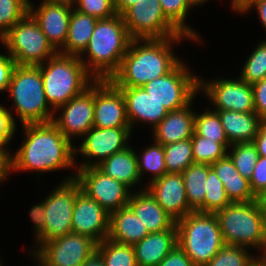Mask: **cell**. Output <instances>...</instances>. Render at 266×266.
Masks as SVG:
<instances>
[{"label": "cell", "instance_id": "816d5d0a", "mask_svg": "<svg viewBox=\"0 0 266 266\" xmlns=\"http://www.w3.org/2000/svg\"><path fill=\"white\" fill-rule=\"evenodd\" d=\"M10 174L9 154L0 147V183L7 179Z\"/></svg>", "mask_w": 266, "mask_h": 266}, {"label": "cell", "instance_id": "4dcf8cb0", "mask_svg": "<svg viewBox=\"0 0 266 266\" xmlns=\"http://www.w3.org/2000/svg\"><path fill=\"white\" fill-rule=\"evenodd\" d=\"M96 251L101 255L105 266H138L132 245H124L104 239L97 244Z\"/></svg>", "mask_w": 266, "mask_h": 266}, {"label": "cell", "instance_id": "e0dca14e", "mask_svg": "<svg viewBox=\"0 0 266 266\" xmlns=\"http://www.w3.org/2000/svg\"><path fill=\"white\" fill-rule=\"evenodd\" d=\"M94 127L130 128L121 90L110 80L94 81Z\"/></svg>", "mask_w": 266, "mask_h": 266}, {"label": "cell", "instance_id": "e575fe53", "mask_svg": "<svg viewBox=\"0 0 266 266\" xmlns=\"http://www.w3.org/2000/svg\"><path fill=\"white\" fill-rule=\"evenodd\" d=\"M230 152L227 155L232 160L234 166L242 177L251 179L256 163L259 159V153L253 142H239L231 144Z\"/></svg>", "mask_w": 266, "mask_h": 266}, {"label": "cell", "instance_id": "8fae6325", "mask_svg": "<svg viewBox=\"0 0 266 266\" xmlns=\"http://www.w3.org/2000/svg\"><path fill=\"white\" fill-rule=\"evenodd\" d=\"M121 16L132 39L186 36L166 18L159 0H140Z\"/></svg>", "mask_w": 266, "mask_h": 266}, {"label": "cell", "instance_id": "cb8c5ba5", "mask_svg": "<svg viewBox=\"0 0 266 266\" xmlns=\"http://www.w3.org/2000/svg\"><path fill=\"white\" fill-rule=\"evenodd\" d=\"M176 246V224L169 230L149 233L133 245L137 265L157 266Z\"/></svg>", "mask_w": 266, "mask_h": 266}, {"label": "cell", "instance_id": "d590c367", "mask_svg": "<svg viewBox=\"0 0 266 266\" xmlns=\"http://www.w3.org/2000/svg\"><path fill=\"white\" fill-rule=\"evenodd\" d=\"M166 18L184 35L193 41H202L199 34L186 24L187 13L191 11L188 0H159Z\"/></svg>", "mask_w": 266, "mask_h": 266}, {"label": "cell", "instance_id": "4316f807", "mask_svg": "<svg viewBox=\"0 0 266 266\" xmlns=\"http://www.w3.org/2000/svg\"><path fill=\"white\" fill-rule=\"evenodd\" d=\"M225 187L231 202H251L256 200L247 178L242 177L228 155L210 165Z\"/></svg>", "mask_w": 266, "mask_h": 266}, {"label": "cell", "instance_id": "83f0119b", "mask_svg": "<svg viewBox=\"0 0 266 266\" xmlns=\"http://www.w3.org/2000/svg\"><path fill=\"white\" fill-rule=\"evenodd\" d=\"M96 167L105 175L124 183L130 189L141 181L136 151L130 146L108 157Z\"/></svg>", "mask_w": 266, "mask_h": 266}, {"label": "cell", "instance_id": "f35d334b", "mask_svg": "<svg viewBox=\"0 0 266 266\" xmlns=\"http://www.w3.org/2000/svg\"><path fill=\"white\" fill-rule=\"evenodd\" d=\"M206 183L204 213H216L231 203L223 183L212 168L208 171Z\"/></svg>", "mask_w": 266, "mask_h": 266}, {"label": "cell", "instance_id": "6da1fadb", "mask_svg": "<svg viewBox=\"0 0 266 266\" xmlns=\"http://www.w3.org/2000/svg\"><path fill=\"white\" fill-rule=\"evenodd\" d=\"M24 143L9 155L10 172H50L75 165V146L52 123L23 124Z\"/></svg>", "mask_w": 266, "mask_h": 266}, {"label": "cell", "instance_id": "30bf717a", "mask_svg": "<svg viewBox=\"0 0 266 266\" xmlns=\"http://www.w3.org/2000/svg\"><path fill=\"white\" fill-rule=\"evenodd\" d=\"M183 61L171 72L158 77L142 88L168 111L179 110L189 105L199 91V76L191 75Z\"/></svg>", "mask_w": 266, "mask_h": 266}, {"label": "cell", "instance_id": "5b68a950", "mask_svg": "<svg viewBox=\"0 0 266 266\" xmlns=\"http://www.w3.org/2000/svg\"><path fill=\"white\" fill-rule=\"evenodd\" d=\"M177 245L195 266H206L226 244L215 213L193 211L176 222Z\"/></svg>", "mask_w": 266, "mask_h": 266}, {"label": "cell", "instance_id": "52a82bcc", "mask_svg": "<svg viewBox=\"0 0 266 266\" xmlns=\"http://www.w3.org/2000/svg\"><path fill=\"white\" fill-rule=\"evenodd\" d=\"M7 91L22 125L52 122L55 112L46 101L38 66L16 65Z\"/></svg>", "mask_w": 266, "mask_h": 266}, {"label": "cell", "instance_id": "8d00e7d4", "mask_svg": "<svg viewBox=\"0 0 266 266\" xmlns=\"http://www.w3.org/2000/svg\"><path fill=\"white\" fill-rule=\"evenodd\" d=\"M248 251L244 246L225 245L206 266H254L260 255L254 256Z\"/></svg>", "mask_w": 266, "mask_h": 266}, {"label": "cell", "instance_id": "6f0895ef", "mask_svg": "<svg viewBox=\"0 0 266 266\" xmlns=\"http://www.w3.org/2000/svg\"><path fill=\"white\" fill-rule=\"evenodd\" d=\"M208 0H188L189 5L191 6V8L196 7V6H201L203 3H205Z\"/></svg>", "mask_w": 266, "mask_h": 266}, {"label": "cell", "instance_id": "44dd1931", "mask_svg": "<svg viewBox=\"0 0 266 266\" xmlns=\"http://www.w3.org/2000/svg\"><path fill=\"white\" fill-rule=\"evenodd\" d=\"M126 103L130 128L135 123H149L153 129L169 113L166 107L153 99L142 87H118Z\"/></svg>", "mask_w": 266, "mask_h": 266}, {"label": "cell", "instance_id": "7bdbcfd3", "mask_svg": "<svg viewBox=\"0 0 266 266\" xmlns=\"http://www.w3.org/2000/svg\"><path fill=\"white\" fill-rule=\"evenodd\" d=\"M9 110V108L7 109L0 104V147L10 155L11 153L7 149V145L13 139L17 126L15 117H13L11 110Z\"/></svg>", "mask_w": 266, "mask_h": 266}, {"label": "cell", "instance_id": "603a6c76", "mask_svg": "<svg viewBox=\"0 0 266 266\" xmlns=\"http://www.w3.org/2000/svg\"><path fill=\"white\" fill-rule=\"evenodd\" d=\"M143 189L140 188V192H132L128 206L141 220L149 233L171 229L176 221L165 212L145 187Z\"/></svg>", "mask_w": 266, "mask_h": 266}, {"label": "cell", "instance_id": "277c9868", "mask_svg": "<svg viewBox=\"0 0 266 266\" xmlns=\"http://www.w3.org/2000/svg\"><path fill=\"white\" fill-rule=\"evenodd\" d=\"M38 67L46 101L54 111L95 81L78 56L57 53Z\"/></svg>", "mask_w": 266, "mask_h": 266}, {"label": "cell", "instance_id": "f6af8a7d", "mask_svg": "<svg viewBox=\"0 0 266 266\" xmlns=\"http://www.w3.org/2000/svg\"><path fill=\"white\" fill-rule=\"evenodd\" d=\"M255 113L266 121V78L252 84Z\"/></svg>", "mask_w": 266, "mask_h": 266}, {"label": "cell", "instance_id": "7a4b0ae2", "mask_svg": "<svg viewBox=\"0 0 266 266\" xmlns=\"http://www.w3.org/2000/svg\"><path fill=\"white\" fill-rule=\"evenodd\" d=\"M188 36L163 39H132L118 71L110 78L116 87H142L171 72L182 60L174 55L173 43ZM142 43V44H140Z\"/></svg>", "mask_w": 266, "mask_h": 266}, {"label": "cell", "instance_id": "9a60e30c", "mask_svg": "<svg viewBox=\"0 0 266 266\" xmlns=\"http://www.w3.org/2000/svg\"><path fill=\"white\" fill-rule=\"evenodd\" d=\"M131 128H99L92 127L85 135L81 145L75 147V156L81 154L86 158L78 168L99 165L102 161L127 147L131 136ZM77 153V154H76ZM96 159V161L89 159ZM89 160V161H88Z\"/></svg>", "mask_w": 266, "mask_h": 266}, {"label": "cell", "instance_id": "ac0fdd59", "mask_svg": "<svg viewBox=\"0 0 266 266\" xmlns=\"http://www.w3.org/2000/svg\"><path fill=\"white\" fill-rule=\"evenodd\" d=\"M110 213L84 192L77 195L72 213V232L87 236L97 244L107 239Z\"/></svg>", "mask_w": 266, "mask_h": 266}, {"label": "cell", "instance_id": "7c38bea8", "mask_svg": "<svg viewBox=\"0 0 266 266\" xmlns=\"http://www.w3.org/2000/svg\"><path fill=\"white\" fill-rule=\"evenodd\" d=\"M97 249V243L78 233L41 243L38 248L30 250L44 266H81Z\"/></svg>", "mask_w": 266, "mask_h": 266}, {"label": "cell", "instance_id": "9c48e42d", "mask_svg": "<svg viewBox=\"0 0 266 266\" xmlns=\"http://www.w3.org/2000/svg\"><path fill=\"white\" fill-rule=\"evenodd\" d=\"M75 176L69 175L44 199L46 221L44 232L36 240L38 246L72 232L73 206L82 191Z\"/></svg>", "mask_w": 266, "mask_h": 266}, {"label": "cell", "instance_id": "7dc6e473", "mask_svg": "<svg viewBox=\"0 0 266 266\" xmlns=\"http://www.w3.org/2000/svg\"><path fill=\"white\" fill-rule=\"evenodd\" d=\"M157 266H195L192 260L177 245Z\"/></svg>", "mask_w": 266, "mask_h": 266}, {"label": "cell", "instance_id": "836d02e7", "mask_svg": "<svg viewBox=\"0 0 266 266\" xmlns=\"http://www.w3.org/2000/svg\"><path fill=\"white\" fill-rule=\"evenodd\" d=\"M142 152L143 153L140 154L141 156L136 153L138 173L141 179L144 172L147 171L152 174V177L149 180L150 182L167 173L165 153L162 144L154 141L153 145H149V147L144 148Z\"/></svg>", "mask_w": 266, "mask_h": 266}, {"label": "cell", "instance_id": "60d3db41", "mask_svg": "<svg viewBox=\"0 0 266 266\" xmlns=\"http://www.w3.org/2000/svg\"><path fill=\"white\" fill-rule=\"evenodd\" d=\"M30 0H0V39L29 12Z\"/></svg>", "mask_w": 266, "mask_h": 266}, {"label": "cell", "instance_id": "4fadbf2b", "mask_svg": "<svg viewBox=\"0 0 266 266\" xmlns=\"http://www.w3.org/2000/svg\"><path fill=\"white\" fill-rule=\"evenodd\" d=\"M76 170L75 179L82 192L107 212L111 214L128 205L132 191L124 183L105 175L96 166Z\"/></svg>", "mask_w": 266, "mask_h": 266}, {"label": "cell", "instance_id": "f5cc1de1", "mask_svg": "<svg viewBox=\"0 0 266 266\" xmlns=\"http://www.w3.org/2000/svg\"><path fill=\"white\" fill-rule=\"evenodd\" d=\"M140 0H114L116 14L122 15L129 7Z\"/></svg>", "mask_w": 266, "mask_h": 266}, {"label": "cell", "instance_id": "1f68e13d", "mask_svg": "<svg viewBox=\"0 0 266 266\" xmlns=\"http://www.w3.org/2000/svg\"><path fill=\"white\" fill-rule=\"evenodd\" d=\"M194 132L198 136L216 140V142L221 143L227 150L231 146L225 135L218 113L214 110L206 108L205 112L201 114L195 112Z\"/></svg>", "mask_w": 266, "mask_h": 266}, {"label": "cell", "instance_id": "5bb4252c", "mask_svg": "<svg viewBox=\"0 0 266 266\" xmlns=\"http://www.w3.org/2000/svg\"><path fill=\"white\" fill-rule=\"evenodd\" d=\"M203 90L215 110L255 112L252 84L236 79H214L203 81L199 78V91Z\"/></svg>", "mask_w": 266, "mask_h": 266}, {"label": "cell", "instance_id": "c3c4849f", "mask_svg": "<svg viewBox=\"0 0 266 266\" xmlns=\"http://www.w3.org/2000/svg\"><path fill=\"white\" fill-rule=\"evenodd\" d=\"M29 214L35 227V239H37L44 232L45 228L46 212L44 210V200L39 204L33 205Z\"/></svg>", "mask_w": 266, "mask_h": 266}, {"label": "cell", "instance_id": "91938a15", "mask_svg": "<svg viewBox=\"0 0 266 266\" xmlns=\"http://www.w3.org/2000/svg\"><path fill=\"white\" fill-rule=\"evenodd\" d=\"M260 259L264 262V264L266 266V255L260 256Z\"/></svg>", "mask_w": 266, "mask_h": 266}, {"label": "cell", "instance_id": "f1b7e54d", "mask_svg": "<svg viewBox=\"0 0 266 266\" xmlns=\"http://www.w3.org/2000/svg\"><path fill=\"white\" fill-rule=\"evenodd\" d=\"M97 21L98 19L93 16L72 9L66 43L58 53L81 57L88 46Z\"/></svg>", "mask_w": 266, "mask_h": 266}, {"label": "cell", "instance_id": "9f6ffc18", "mask_svg": "<svg viewBox=\"0 0 266 266\" xmlns=\"http://www.w3.org/2000/svg\"><path fill=\"white\" fill-rule=\"evenodd\" d=\"M256 202L258 207L266 219V190L262 191L260 194L256 196Z\"/></svg>", "mask_w": 266, "mask_h": 266}, {"label": "cell", "instance_id": "680465c9", "mask_svg": "<svg viewBox=\"0 0 266 266\" xmlns=\"http://www.w3.org/2000/svg\"><path fill=\"white\" fill-rule=\"evenodd\" d=\"M48 1L60 2V3H68V4H71V5H75V0H48Z\"/></svg>", "mask_w": 266, "mask_h": 266}, {"label": "cell", "instance_id": "f907efd6", "mask_svg": "<svg viewBox=\"0 0 266 266\" xmlns=\"http://www.w3.org/2000/svg\"><path fill=\"white\" fill-rule=\"evenodd\" d=\"M253 8L257 10L260 22L262 23L266 31V0H254L242 13L245 14V12H250V9Z\"/></svg>", "mask_w": 266, "mask_h": 266}, {"label": "cell", "instance_id": "f546056e", "mask_svg": "<svg viewBox=\"0 0 266 266\" xmlns=\"http://www.w3.org/2000/svg\"><path fill=\"white\" fill-rule=\"evenodd\" d=\"M210 169L211 166L208 164L193 163L181 173L185 184L188 205L193 211L204 213L206 179Z\"/></svg>", "mask_w": 266, "mask_h": 266}, {"label": "cell", "instance_id": "3957f363", "mask_svg": "<svg viewBox=\"0 0 266 266\" xmlns=\"http://www.w3.org/2000/svg\"><path fill=\"white\" fill-rule=\"evenodd\" d=\"M131 41L121 15L98 19L88 46L82 53L88 54V58L84 60L80 57V60L95 80H110L118 71Z\"/></svg>", "mask_w": 266, "mask_h": 266}, {"label": "cell", "instance_id": "8992f818", "mask_svg": "<svg viewBox=\"0 0 266 266\" xmlns=\"http://www.w3.org/2000/svg\"><path fill=\"white\" fill-rule=\"evenodd\" d=\"M215 215L226 245L258 248L266 255V219L256 200L231 202Z\"/></svg>", "mask_w": 266, "mask_h": 266}, {"label": "cell", "instance_id": "d4e9b609", "mask_svg": "<svg viewBox=\"0 0 266 266\" xmlns=\"http://www.w3.org/2000/svg\"><path fill=\"white\" fill-rule=\"evenodd\" d=\"M214 111L218 113L230 144L253 142L263 121L255 112Z\"/></svg>", "mask_w": 266, "mask_h": 266}, {"label": "cell", "instance_id": "ffe728a7", "mask_svg": "<svg viewBox=\"0 0 266 266\" xmlns=\"http://www.w3.org/2000/svg\"><path fill=\"white\" fill-rule=\"evenodd\" d=\"M145 188L165 212L176 222L193 210L189 207L185 184L181 173H166Z\"/></svg>", "mask_w": 266, "mask_h": 266}, {"label": "cell", "instance_id": "d6a6232c", "mask_svg": "<svg viewBox=\"0 0 266 266\" xmlns=\"http://www.w3.org/2000/svg\"><path fill=\"white\" fill-rule=\"evenodd\" d=\"M163 148L167 173H182L194 163L191 139L163 145Z\"/></svg>", "mask_w": 266, "mask_h": 266}, {"label": "cell", "instance_id": "2e32d148", "mask_svg": "<svg viewBox=\"0 0 266 266\" xmlns=\"http://www.w3.org/2000/svg\"><path fill=\"white\" fill-rule=\"evenodd\" d=\"M58 110L62 115H54L52 123L59 131L71 143L73 137H83L94 126V82L54 112Z\"/></svg>", "mask_w": 266, "mask_h": 266}, {"label": "cell", "instance_id": "ee69618b", "mask_svg": "<svg viewBox=\"0 0 266 266\" xmlns=\"http://www.w3.org/2000/svg\"><path fill=\"white\" fill-rule=\"evenodd\" d=\"M249 182L255 197L266 190V157L259 156Z\"/></svg>", "mask_w": 266, "mask_h": 266}, {"label": "cell", "instance_id": "bcb514c9", "mask_svg": "<svg viewBox=\"0 0 266 266\" xmlns=\"http://www.w3.org/2000/svg\"><path fill=\"white\" fill-rule=\"evenodd\" d=\"M16 62L9 55L0 54V92L7 91Z\"/></svg>", "mask_w": 266, "mask_h": 266}, {"label": "cell", "instance_id": "d6986e66", "mask_svg": "<svg viewBox=\"0 0 266 266\" xmlns=\"http://www.w3.org/2000/svg\"><path fill=\"white\" fill-rule=\"evenodd\" d=\"M72 8L71 4L48 0H42L40 5L35 7L29 1V13L38 22L47 40L57 52L66 43Z\"/></svg>", "mask_w": 266, "mask_h": 266}, {"label": "cell", "instance_id": "db71d44e", "mask_svg": "<svg viewBox=\"0 0 266 266\" xmlns=\"http://www.w3.org/2000/svg\"><path fill=\"white\" fill-rule=\"evenodd\" d=\"M81 266H105L101 255L95 251Z\"/></svg>", "mask_w": 266, "mask_h": 266}, {"label": "cell", "instance_id": "681fc988", "mask_svg": "<svg viewBox=\"0 0 266 266\" xmlns=\"http://www.w3.org/2000/svg\"><path fill=\"white\" fill-rule=\"evenodd\" d=\"M253 143L259 156L266 157V121H262Z\"/></svg>", "mask_w": 266, "mask_h": 266}, {"label": "cell", "instance_id": "11a10c76", "mask_svg": "<svg viewBox=\"0 0 266 266\" xmlns=\"http://www.w3.org/2000/svg\"><path fill=\"white\" fill-rule=\"evenodd\" d=\"M254 0H231L232 8L237 13H242Z\"/></svg>", "mask_w": 266, "mask_h": 266}, {"label": "cell", "instance_id": "74e56055", "mask_svg": "<svg viewBox=\"0 0 266 266\" xmlns=\"http://www.w3.org/2000/svg\"><path fill=\"white\" fill-rule=\"evenodd\" d=\"M191 141L194 163L211 165L227 155V149L216 140L198 136L194 132Z\"/></svg>", "mask_w": 266, "mask_h": 266}, {"label": "cell", "instance_id": "b9f144b4", "mask_svg": "<svg viewBox=\"0 0 266 266\" xmlns=\"http://www.w3.org/2000/svg\"><path fill=\"white\" fill-rule=\"evenodd\" d=\"M75 3L73 9L97 19L116 15L114 0H75Z\"/></svg>", "mask_w": 266, "mask_h": 266}, {"label": "cell", "instance_id": "7402d4cb", "mask_svg": "<svg viewBox=\"0 0 266 266\" xmlns=\"http://www.w3.org/2000/svg\"><path fill=\"white\" fill-rule=\"evenodd\" d=\"M193 101L184 108L169 111L163 120L152 129L153 141L167 145L191 139L194 134L195 113L190 108Z\"/></svg>", "mask_w": 266, "mask_h": 266}, {"label": "cell", "instance_id": "484cf974", "mask_svg": "<svg viewBox=\"0 0 266 266\" xmlns=\"http://www.w3.org/2000/svg\"><path fill=\"white\" fill-rule=\"evenodd\" d=\"M149 234V231L127 205L110 214L108 238L124 245H134Z\"/></svg>", "mask_w": 266, "mask_h": 266}, {"label": "cell", "instance_id": "94428289", "mask_svg": "<svg viewBox=\"0 0 266 266\" xmlns=\"http://www.w3.org/2000/svg\"><path fill=\"white\" fill-rule=\"evenodd\" d=\"M34 258H35V260H37V263H38V265H36V266H44L35 256H34Z\"/></svg>", "mask_w": 266, "mask_h": 266}, {"label": "cell", "instance_id": "ba28073f", "mask_svg": "<svg viewBox=\"0 0 266 266\" xmlns=\"http://www.w3.org/2000/svg\"><path fill=\"white\" fill-rule=\"evenodd\" d=\"M0 42L16 65L38 66L58 53L29 12L0 39Z\"/></svg>", "mask_w": 266, "mask_h": 266}, {"label": "cell", "instance_id": "ab89813d", "mask_svg": "<svg viewBox=\"0 0 266 266\" xmlns=\"http://www.w3.org/2000/svg\"><path fill=\"white\" fill-rule=\"evenodd\" d=\"M239 75L242 81L249 84L266 78V40H262L249 55Z\"/></svg>", "mask_w": 266, "mask_h": 266}]
</instances>
